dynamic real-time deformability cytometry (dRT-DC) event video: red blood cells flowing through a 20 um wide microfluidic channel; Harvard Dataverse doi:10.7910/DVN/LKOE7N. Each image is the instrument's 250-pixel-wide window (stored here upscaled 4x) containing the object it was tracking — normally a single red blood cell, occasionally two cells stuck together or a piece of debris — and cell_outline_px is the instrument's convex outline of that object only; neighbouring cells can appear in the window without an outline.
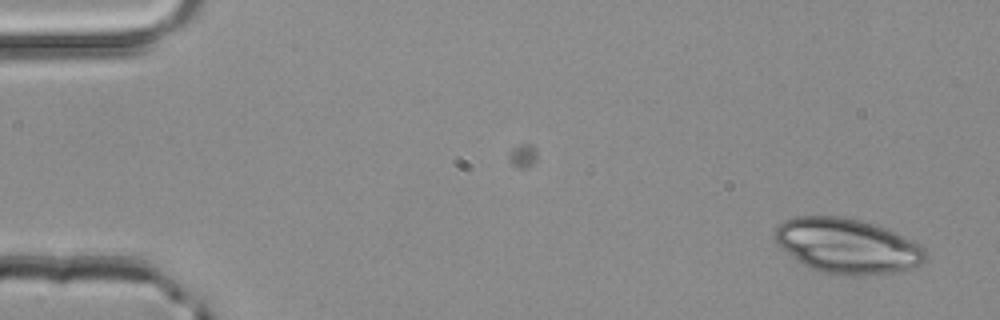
{"species": "common noctule bat (a hibernating species)", "species_latin": "Nyctalus noctula", "temperature_condition": "room temperature", "stored_images_in_passage": 2, "camera_frame_rate_fps": 3000, "um_per_image_px": 0.085, "animal": {"sex": "male", "body_mass_g": 20.4}, "frame": {"image": 1, "passage_image": 2, "time_ms": 0.333, "image_size_px": [1000, 320], "cell_outline_px": [[928, 256], [920, 264], [904, 272], [864, 276], [852, 276], [824, 272], [812, 268], [796, 260], [776, 244], [776, 228], [784, 220], [796, 216], [840, 216], [860, 220], [888, 228], [920, 244], [924, 248]], "centroid_in_image_um": [72.07, 20.91], "position_along_channel_um": 12.9, "area_um2": 48.61}}